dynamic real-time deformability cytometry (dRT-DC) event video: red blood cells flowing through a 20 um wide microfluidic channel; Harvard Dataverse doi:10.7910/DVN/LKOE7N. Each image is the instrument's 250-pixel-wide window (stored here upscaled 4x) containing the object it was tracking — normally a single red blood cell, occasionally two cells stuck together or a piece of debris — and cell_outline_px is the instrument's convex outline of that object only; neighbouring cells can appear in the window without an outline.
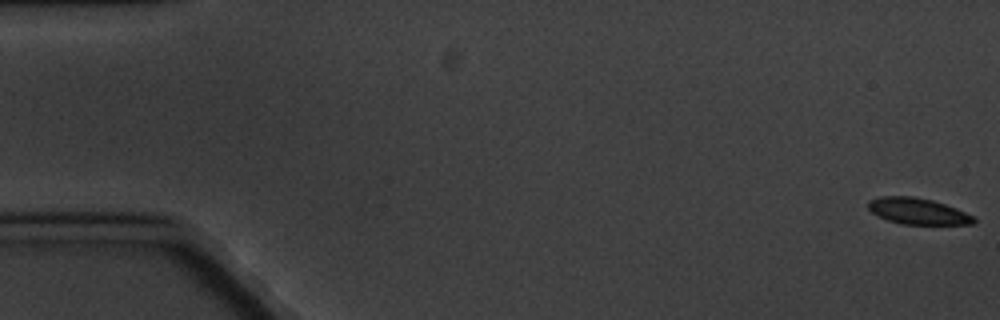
{"species": "common noctule bat (a hibernating species)", "species_latin": "Nyctalus noctula", "temperature_condition": "cold", "stored_images_in_passage": 5, "camera_frame_rate_fps": 3000, "um_per_image_px": 0.085, "animal": {"sex": "male", "body_mass_g": 20.1, "forearm_length_mm": 53.5}, "frame": {"image": 1, "passage_image": 1, "time_ms": 0.0, "image_size_px": [1000, 320], "cell_outline_px": [[976, 220], [972, 224], [900, 224], [888, 220], [872, 212], [868, 208], [868, 200], [880, 196], [912, 196], [932, 200], [956, 208], [976, 216]], "centroid_in_image_um": [78.02, 17.95], "position_along_channel_um": 7.0, "area_um2": 16.13}}
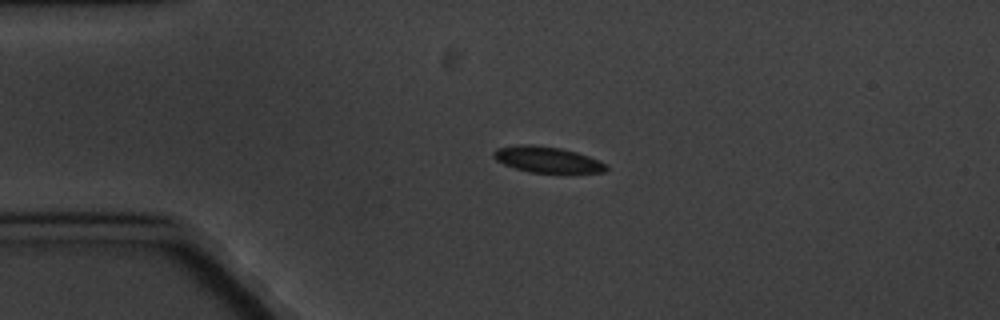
{"frame": {"image": 2, "passage_image": 4, "time_ms": 4.333, "image_size_px": [1000, 320], "cell_outline_px": [[608, 168], [604, 172], [528, 172], [504, 164], [496, 160], [492, 156], [492, 152], [496, 148], [516, 144], [532, 144], [560, 148], [576, 152], [588, 156], [608, 164]], "centroid_in_image_um": [46.47, 13.54], "position_along_channel_um": 38.5, "area_um2": 16.99}}